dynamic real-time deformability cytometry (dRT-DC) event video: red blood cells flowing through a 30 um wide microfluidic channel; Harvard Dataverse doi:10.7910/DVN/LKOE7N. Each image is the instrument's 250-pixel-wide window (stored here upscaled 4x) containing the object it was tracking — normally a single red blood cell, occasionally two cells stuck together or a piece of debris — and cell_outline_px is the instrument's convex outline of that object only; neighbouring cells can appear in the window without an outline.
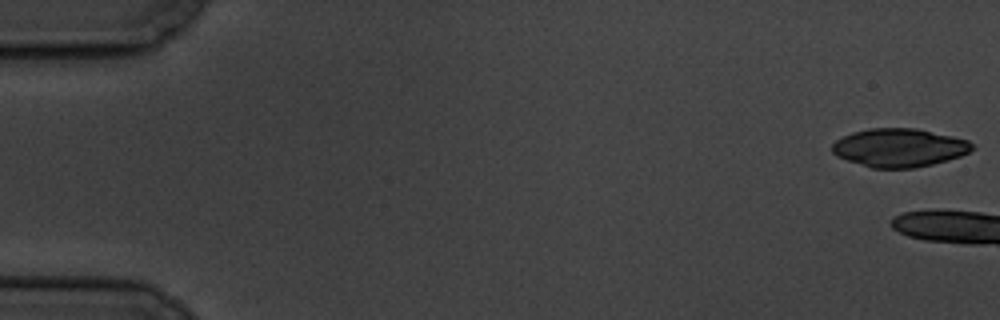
{"species": "common noctule bat (a hibernating species)", "species_latin": "Nyctalus noctula", "temperature_condition": "cold", "stored_images_in_passage": 7, "camera_frame_rate_fps": 3000, "um_per_image_px": 0.085, "animal": {"sex": "male", "body_mass_g": 19.5, "forearm_length_mm": 54.6}, "frame": {"image": 1, "passage_image": 1, "time_ms": 0.0, "image_size_px": [1000, 320], "cell_outline_px": [[976, 148], [960, 156], [948, 160], [932, 164], [912, 168], [872, 168], [836, 156], [832, 152], [832, 144], [836, 140], [852, 132], [868, 128], [916, 128], [952, 136], [968, 140]], "centroid_in_image_um": [76.43, 12.55], "position_along_channel_um": 8.6, "area_um2": 31.27}}